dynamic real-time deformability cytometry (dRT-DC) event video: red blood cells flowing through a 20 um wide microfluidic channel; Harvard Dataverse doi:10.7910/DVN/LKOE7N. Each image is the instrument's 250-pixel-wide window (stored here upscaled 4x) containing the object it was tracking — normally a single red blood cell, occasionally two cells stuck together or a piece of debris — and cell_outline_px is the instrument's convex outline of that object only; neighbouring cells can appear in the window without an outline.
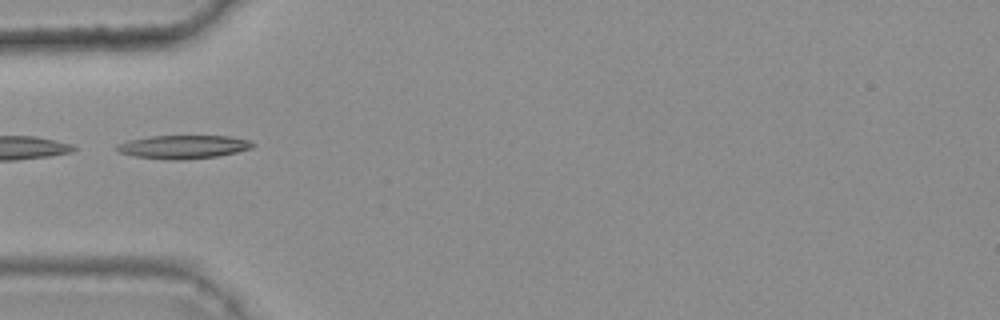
{"species": "common noctule bat (a hibernating species)", "species_latin": "Nyctalus noctula", "temperature_condition": "warm", "stored_images_in_passage": 32, "camera_frame_rate_fps": 3000, "um_per_image_px": 0.085, "animal": {"sex": "female", "body_mass_g": 25.1}, "frame": {"image": 1, "passage_image": 1, "time_ms": 0.0, "image_size_px": [1000, 320], "cell_outline_px": [[256, 144], [252, 148], [236, 152], [216, 156], [184, 160], [164, 160], [136, 156], [120, 152], [112, 148], [116, 144], [128, 140], [148, 136], [232, 136], [252, 140]], "centroid_in_image_um": [15.58, 12.48], "position_along_channel_um": 69.4, "area_um2": 18.84}}